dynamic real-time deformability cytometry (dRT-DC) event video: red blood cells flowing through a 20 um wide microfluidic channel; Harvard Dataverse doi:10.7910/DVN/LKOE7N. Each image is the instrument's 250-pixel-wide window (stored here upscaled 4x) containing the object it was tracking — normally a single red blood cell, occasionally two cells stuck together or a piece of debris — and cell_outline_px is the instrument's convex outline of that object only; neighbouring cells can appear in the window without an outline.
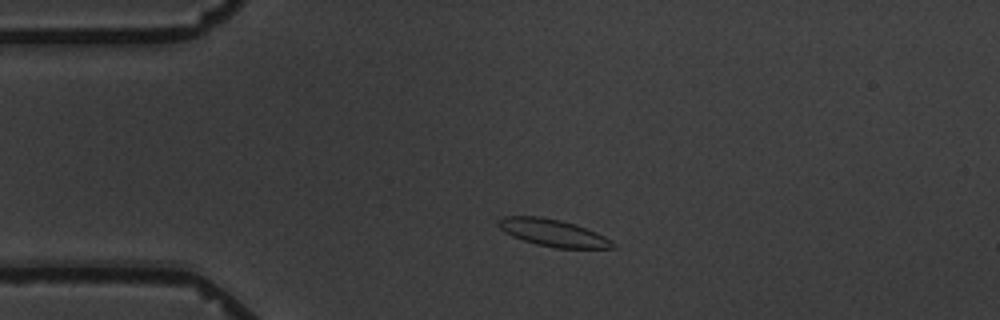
{"species": "common noctule bat (a hibernating species)", "species_latin": "Nyctalus noctula", "temperature_condition": "warm", "stored_images_in_passage": 2, "camera_frame_rate_fps": 3000, "um_per_image_px": 0.085, "animal": {"sex": "male", "body_mass_g": 19.5, "forearm_length_mm": 54.6}, "frame": {"image": 1, "passage_image": 1, "time_ms": 0.0, "image_size_px": [1000, 320], "cell_outline_px": [[616, 248], [556, 248], [536, 244], [512, 236], [504, 232], [496, 224], [496, 220], [500, 216], [540, 216], [560, 220], [576, 224], [596, 232], [612, 240], [616, 244]], "centroid_in_image_um": [46.98, 19.78], "position_along_channel_um": 38.0, "area_um2": 18.26}}